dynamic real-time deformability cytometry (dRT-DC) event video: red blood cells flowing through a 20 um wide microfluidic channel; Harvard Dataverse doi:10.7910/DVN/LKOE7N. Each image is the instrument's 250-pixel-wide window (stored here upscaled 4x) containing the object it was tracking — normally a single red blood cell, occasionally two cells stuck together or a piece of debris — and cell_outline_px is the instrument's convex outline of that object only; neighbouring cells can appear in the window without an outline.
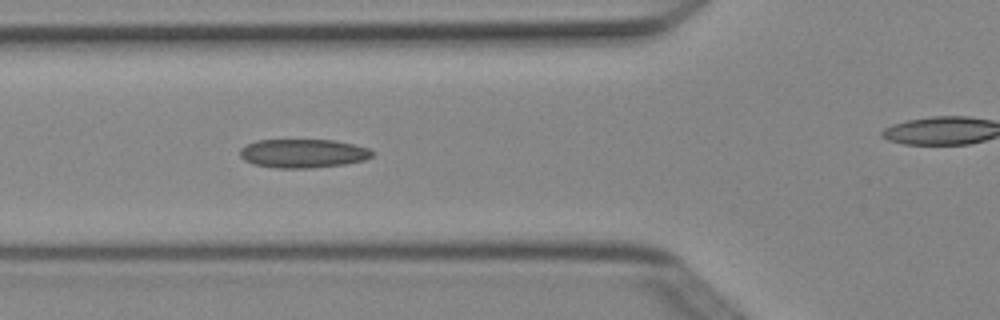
{"species": "Egyptian fruit bat (a non-hibernating species)", "species_latin": "Rousettus aegyptiacus", "temperature_condition": "cold", "stored_images_in_passage": 6, "segment_of_instrument_passage": [1, 2], "camera_frame_rate_fps": 3000, "um_per_image_px": 0.085, "animal": {"sex": "female"}, "frame": {"image": 1, "passage_image": 5, "time_ms": 1.333, "image_size_px": [1000, 320], "cell_outline_px": [[376, 152], [372, 156], [364, 160], [348, 164], [312, 168], [276, 168], [252, 164], [244, 160], [240, 156], [240, 148], [256, 140], [336, 140], [368, 148]], "centroid_in_image_um": [25.77, 13.04], "position_along_channel_um": 100.0, "area_um2": 22.37}}